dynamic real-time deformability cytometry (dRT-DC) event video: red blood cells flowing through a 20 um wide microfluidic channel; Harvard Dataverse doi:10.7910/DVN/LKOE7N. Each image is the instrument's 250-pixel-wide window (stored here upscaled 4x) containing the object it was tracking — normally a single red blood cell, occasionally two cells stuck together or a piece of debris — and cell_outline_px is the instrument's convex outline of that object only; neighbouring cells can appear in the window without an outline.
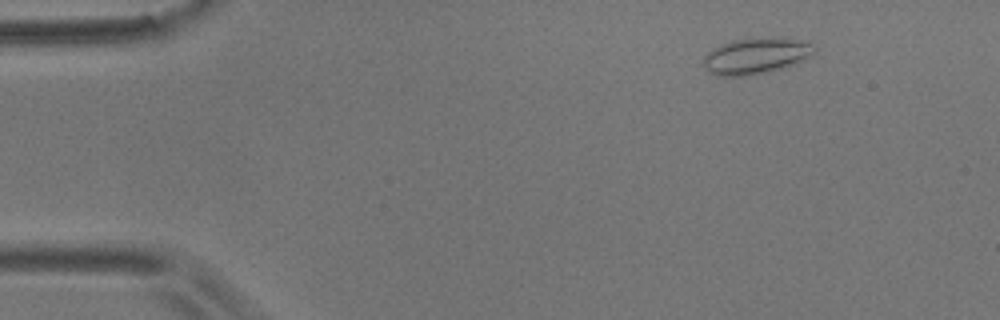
{"species": "common noctule bat (a hibernating species)", "species_latin": "Nyctalus noctula", "temperature_condition": "room temperature", "stored_images_in_passage": 10, "camera_frame_rate_fps": 3000, "um_per_image_px": 0.085, "animal": {"sex": "male", "body_mass_g": 17.9}, "frame": {"image": 1, "passage_image": 2, "time_ms": 0.333, "image_size_px": [1000, 320], "cell_outline_px": [[816, 52], [812, 56], [796, 64], [764, 72], [744, 76], [720, 76], [708, 72], [704, 68], [704, 56], [712, 48], [720, 44], [732, 40], [772, 36], [784, 36], [816, 44]], "centroid_in_image_um": [64.31, 4.71], "position_along_channel_um": 20.7, "area_um2": 23.87}}
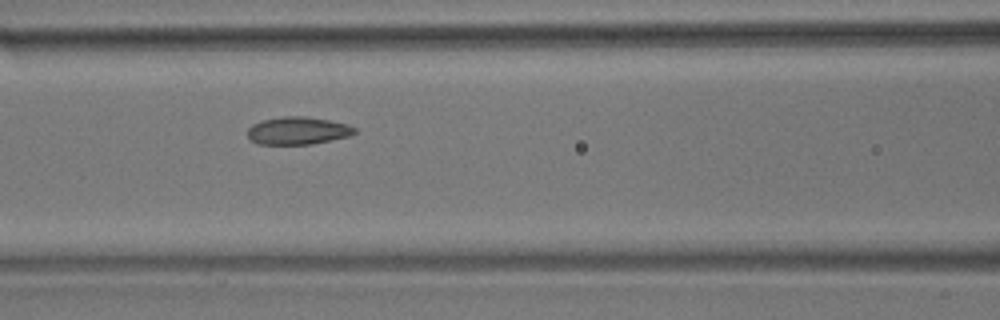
{"frame": {"image": 2, "passage_image": 7, "time_ms": 2.0, "image_size_px": [1000, 320], "cell_outline_px": [[356, 132], [348, 136], [312, 144], [256, 144], [248, 140], [248, 128], [252, 124], [260, 120], [284, 116], [304, 116], [328, 120], [348, 124], [356, 128]], "centroid_in_image_um": [25.26, 11.11], "position_along_channel_um": 141.3, "area_um2": 17.34}}